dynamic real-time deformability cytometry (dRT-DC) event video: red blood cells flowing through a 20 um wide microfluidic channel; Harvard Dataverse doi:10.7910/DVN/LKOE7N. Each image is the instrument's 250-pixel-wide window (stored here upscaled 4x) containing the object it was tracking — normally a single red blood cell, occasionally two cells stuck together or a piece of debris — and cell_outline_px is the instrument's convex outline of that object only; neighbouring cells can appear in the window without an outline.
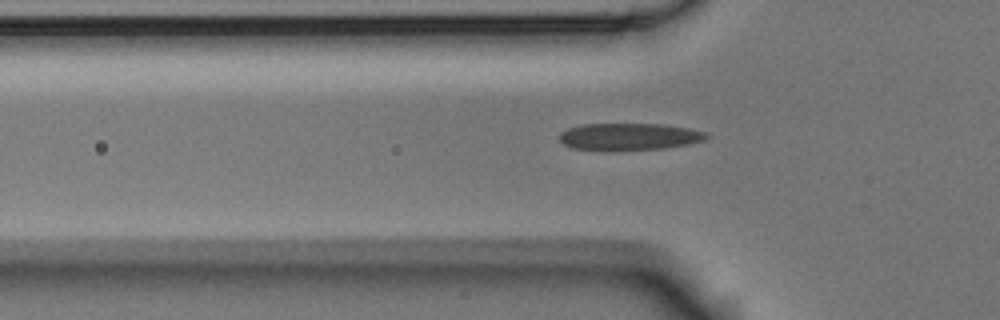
{"species": "Egyptian fruit bat (a non-hibernating species)", "species_latin": "Rousettus aegyptiacus", "temperature_condition": "room temperature", "stored_images_in_passage": 42, "camera_frame_rate_fps": 3000, "um_per_image_px": 0.085, "animal": {"sex": "male"}, "frame": {"image": 1, "passage_image": 9, "time_ms": 2.667, "image_size_px": [1000, 320], "cell_outline_px": [[712, 136], [704, 140], [688, 144], [664, 148], [572, 148], [564, 144], [560, 140], [560, 132], [568, 128], [580, 124], [664, 124], [688, 128], [708, 132]], "centroid_in_image_um": [53.55, 11.57], "position_along_channel_um": 72.2, "area_um2": 22.43}}
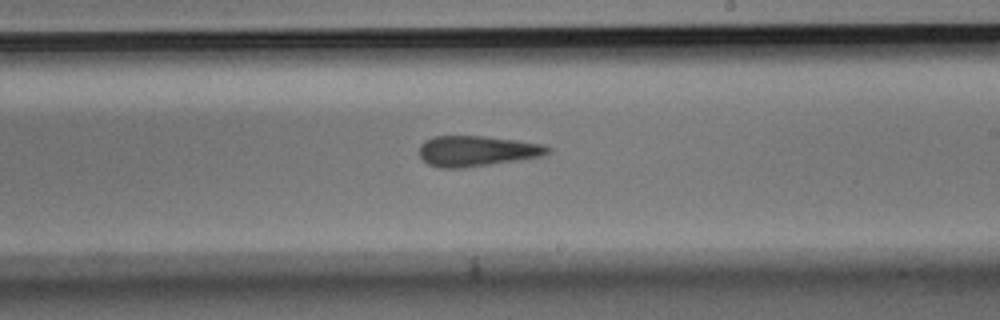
{"frame": {"image": 2, "passage_image": 23, "time_ms": 7.333, "image_size_px": [1000, 320], "cell_outline_px": [[552, 152], [540, 156], [520, 160], [464, 168], [440, 168], [428, 164], [420, 156], [420, 144], [424, 140], [432, 136], [484, 136], [516, 140], [544, 144], [552, 148]], "centroid_in_image_um": [40.55, 12.83], "position_along_channel_um": 248.5, "area_um2": 23.06}}
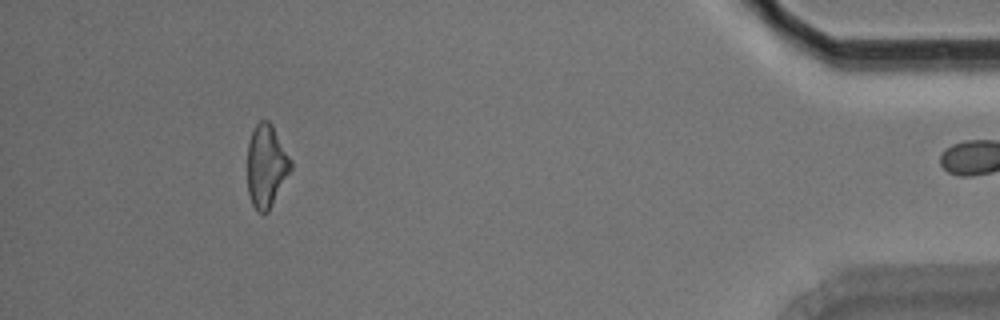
{"frame": {"image": 3, "passage_image": 41, "time_ms": 13.333, "image_size_px": [1000, 320], "cell_outline_px": [[292, 168], [268, 212], [260, 212], [252, 204], [248, 192], [248, 144], [252, 132], [256, 124], [260, 120], [268, 120], [272, 124], [292, 160]], "centroid_in_image_um": [22.65, 14.08], "position_along_channel_um": 412.6, "area_um2": 20.75}}